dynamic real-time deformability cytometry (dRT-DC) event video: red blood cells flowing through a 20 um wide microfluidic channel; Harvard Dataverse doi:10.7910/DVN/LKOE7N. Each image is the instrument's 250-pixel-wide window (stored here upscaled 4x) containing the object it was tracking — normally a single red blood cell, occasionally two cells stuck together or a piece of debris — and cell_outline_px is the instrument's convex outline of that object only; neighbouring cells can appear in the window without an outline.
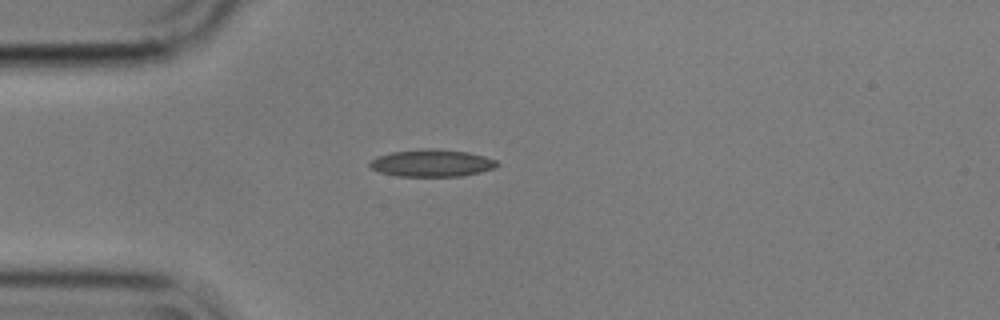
{"species": "common noctule bat (a hibernating species)", "species_latin": "Nyctalus noctula", "temperature_condition": "cold", "stored_images_in_passage": 42, "camera_frame_rate_fps": 3000, "um_per_image_px": 0.085, "animal": {"sex": "male", "body_mass_g": 17.9}, "frame": {"image": 1, "passage_image": 1, "time_ms": 0.0, "image_size_px": [1000, 320], "cell_outline_px": [[500, 164], [496, 168], [480, 172], [460, 176], [396, 176], [380, 172], [372, 168], [368, 164], [376, 156], [392, 152], [428, 148], [436, 148], [468, 152], [484, 156], [496, 160]], "centroid_in_image_um": [36.73, 13.86], "position_along_channel_um": 48.3, "area_um2": 20.23}}
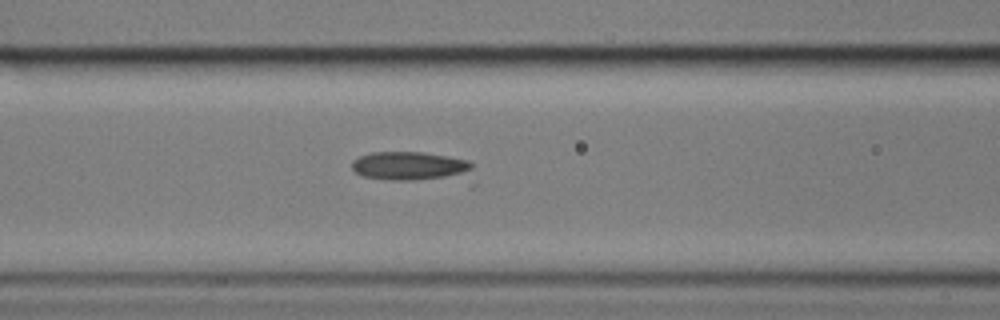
{"frame": {"image": 2, "passage_image": 9, "time_ms": 2.667, "image_size_px": [1000, 320], "cell_outline_px": [[476, 184], [472, 188], [468, 188], [392, 180], [360, 176], [352, 168], [352, 160], [360, 156], [372, 152], [424, 152], [468, 160], [472, 164]], "centroid_in_image_um": [35.39, 14.31], "position_along_channel_um": 131.2, "area_um2": 24.04}}
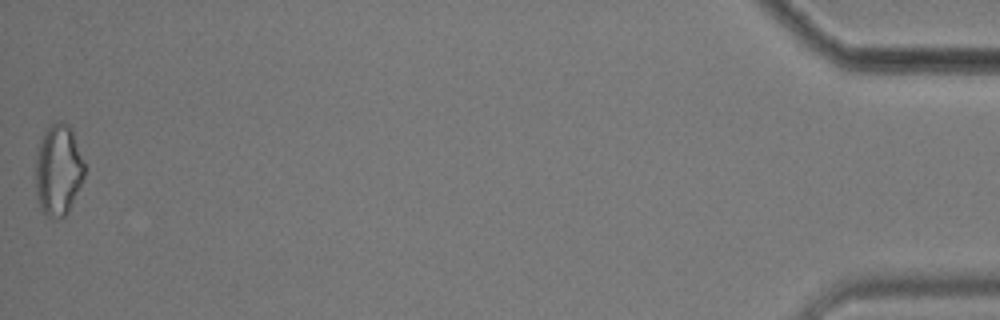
{"frame": {"image": 3, "passage_image": 42, "time_ms": 13.667, "image_size_px": [1000, 320], "cell_outline_px": [[84, 176], [68, 212], [64, 216], [48, 216], [44, 212], [36, 196], [36, 148], [44, 132], [56, 120], [60, 120], [68, 124], [72, 128], [84, 160]], "centroid_in_image_um": [4.96, 14.37], "position_along_channel_um": 430.2, "area_um2": 25.89}}